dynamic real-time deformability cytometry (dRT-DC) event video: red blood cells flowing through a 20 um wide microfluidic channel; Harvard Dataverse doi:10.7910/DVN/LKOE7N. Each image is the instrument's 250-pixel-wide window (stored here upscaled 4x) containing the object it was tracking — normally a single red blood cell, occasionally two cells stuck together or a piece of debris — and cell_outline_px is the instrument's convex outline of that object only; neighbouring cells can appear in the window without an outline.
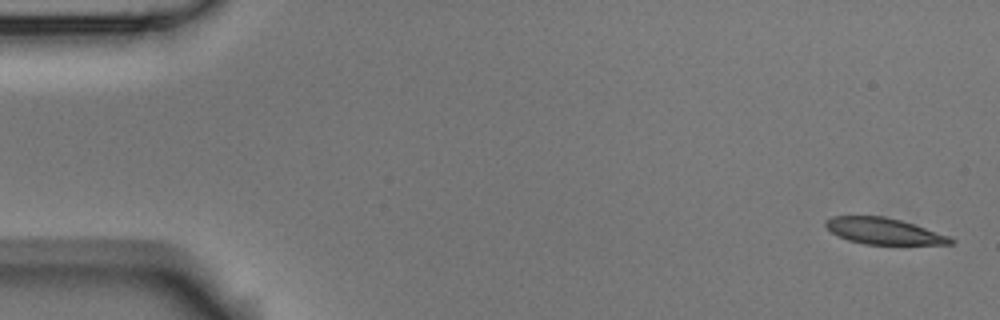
{"species": "Egyptian fruit bat (a non-hibernating species)", "species_latin": "Rousettus aegyptiacus", "temperature_condition": "room temperature", "stored_images_in_passage": 4, "camera_frame_rate_fps": 3000, "um_per_image_px": 0.085, "animal": {"sex": "male"}, "frame": {"image": 1, "passage_image": 1, "time_ms": 0.0, "image_size_px": [1000, 320], "cell_outline_px": [[956, 240], [952, 244], [864, 244], [848, 240], [832, 232], [824, 224], [832, 216], [884, 216], [900, 220], [948, 236]], "centroid_in_image_um": [75.11, 19.65], "position_along_channel_um": 9.9, "area_um2": 18.67}}
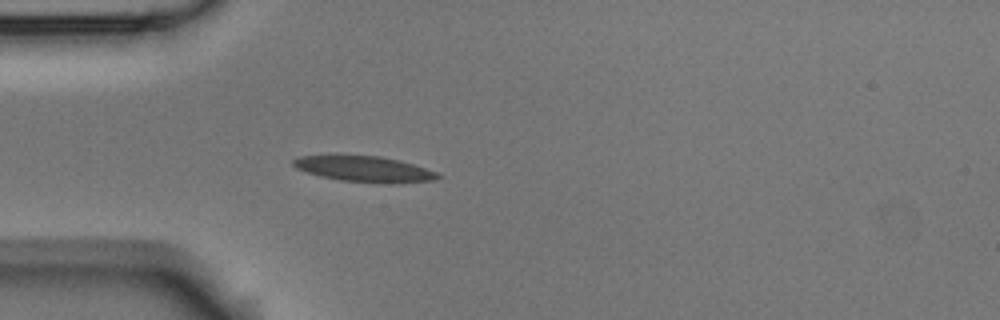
{"frame": {"image": 2, "passage_image": 4, "time_ms": 4.667, "image_size_px": [1000, 320], "cell_outline_px": [[440, 176], [432, 180], [400, 184], [380, 184], [340, 180], [320, 176], [296, 168], [292, 164], [292, 160], [300, 156], [380, 156], [412, 164], [436, 172]], "centroid_in_image_um": [30.97, 14.39], "position_along_channel_um": 54.0, "area_um2": 21.44}}